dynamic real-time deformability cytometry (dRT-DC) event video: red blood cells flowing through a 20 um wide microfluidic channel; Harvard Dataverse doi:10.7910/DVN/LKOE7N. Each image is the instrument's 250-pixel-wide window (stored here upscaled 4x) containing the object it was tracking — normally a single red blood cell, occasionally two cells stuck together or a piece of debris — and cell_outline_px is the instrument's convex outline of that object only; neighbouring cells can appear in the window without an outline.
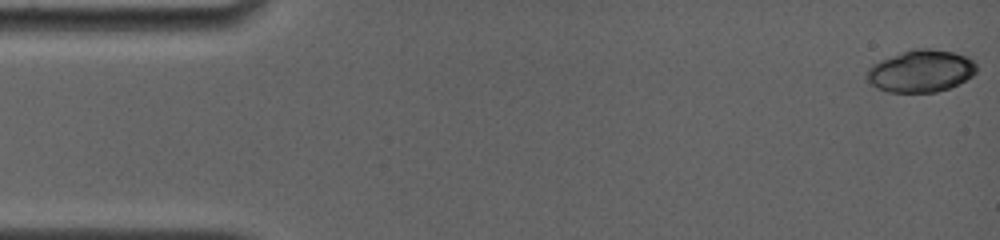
{"species": "common noctule bat (a hibernating species)", "species_latin": "Nyctalus noctula", "temperature_condition": "room temperature", "stored_images_in_passage": 7, "camera_frame_rate_fps": 4000, "um_per_image_px": 0.085, "animal": {"sex": "female", "body_mass_g": 19.0, "forearm_length_mm": 56.7}, "frame": {"image": 1, "passage_image": 1, "time_ms": 0.0, "image_size_px": [1000, 240], "cell_outline_px": [[976, 72], [972, 76], [948, 88], [936, 92], [888, 92], [876, 88], [864, 80], [864, 76], [868, 68], [872, 64], [880, 60], [912, 48], [928, 48], [952, 52], [964, 56], [972, 60], [976, 64]], "centroid_in_image_um": [78.19, 6.04], "position_along_channel_um": 6.8, "area_um2": 27.05}}
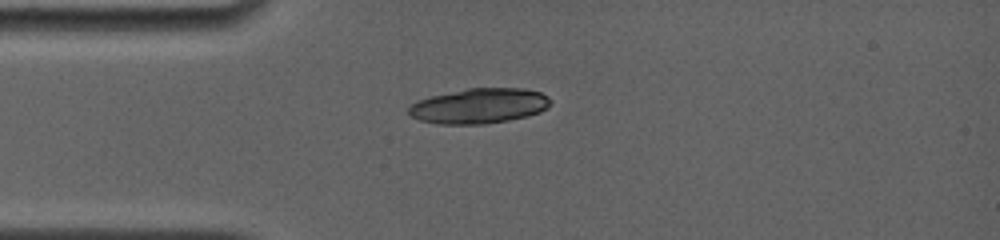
{"frame": {"image": 2, "passage_image": 7, "time_ms": 4.0, "image_size_px": [1000, 240], "cell_outline_px": [[552, 100], [548, 108], [540, 112], [528, 116], [508, 120], [484, 124], [440, 124], [420, 120], [412, 116], [408, 112], [408, 108], [412, 104], [428, 96], [468, 88], [524, 88], [540, 92], [548, 96]], "centroid_in_image_um": [40.76, 8.99], "position_along_channel_um": 44.2, "area_um2": 29.13}}